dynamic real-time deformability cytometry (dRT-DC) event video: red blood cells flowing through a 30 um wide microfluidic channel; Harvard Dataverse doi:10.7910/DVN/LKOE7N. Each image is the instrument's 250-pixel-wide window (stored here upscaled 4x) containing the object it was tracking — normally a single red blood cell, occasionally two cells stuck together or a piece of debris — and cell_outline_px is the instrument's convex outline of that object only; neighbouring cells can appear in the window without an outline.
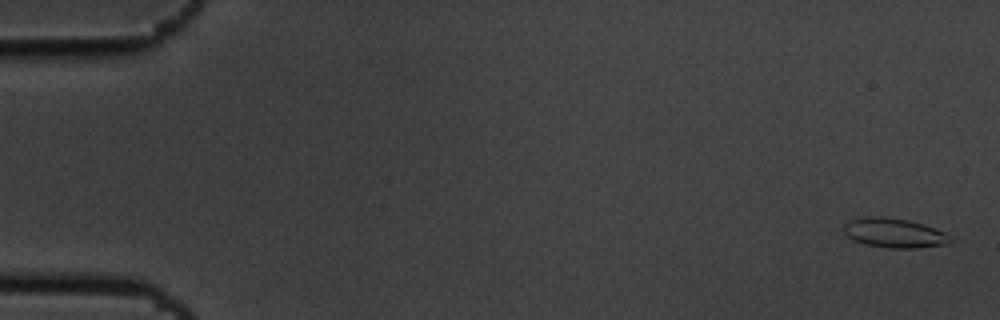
{"species": "common noctule bat (a hibernating species)", "species_latin": "Nyctalus noctula", "temperature_condition": "cold", "stored_images_in_passage": 6, "camera_frame_rate_fps": 3000, "um_per_image_px": 0.085, "animal": {"sex": "male", "body_mass_g": 19.5, "forearm_length_mm": 54.6}, "frame": {"image": 1, "passage_image": 1, "time_ms": 0.0, "image_size_px": [1000, 320], "cell_outline_px": [[952, 240], [948, 244], [916, 248], [888, 248], [864, 244], [852, 240], [840, 228], [844, 224], [852, 220], [864, 216], [884, 216], [908, 220], [924, 224], [944, 232], [952, 236]], "centroid_in_image_um": [75.99, 19.8], "position_along_channel_um": 9.0, "area_um2": 18.55}}
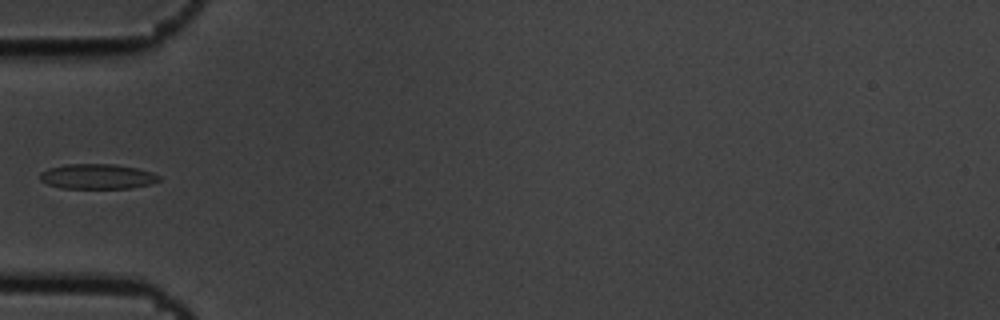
{"frame": {"image": 2, "passage_image": 5, "time_ms": 1.333, "image_size_px": [1000, 320], "cell_outline_px": [[160, 180], [148, 184], [132, 188], [60, 188], [48, 184], [40, 180], [40, 172], [48, 168], [64, 164], [116, 164], [136, 168], [152, 172], [160, 176]], "centroid_in_image_um": [8.25, 14.99], "position_along_channel_um": 76.8, "area_um2": 17.4}}
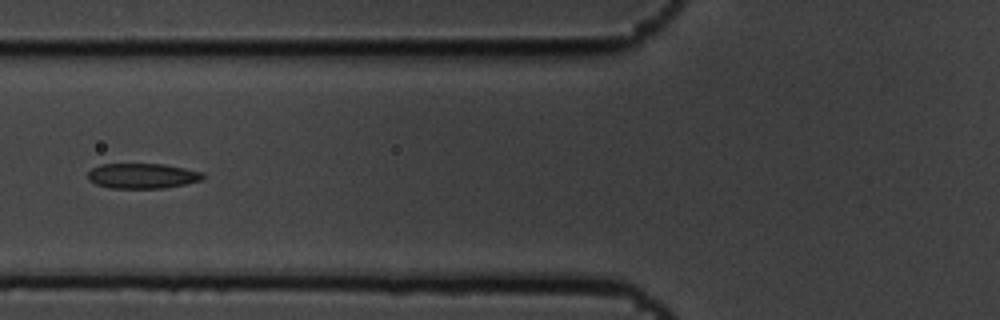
{"frame": {"image": 3, "passage_image": 6, "time_ms": 1.667, "image_size_px": [1000, 320], "cell_outline_px": [[204, 176], [200, 180], [184, 184], [164, 188], [108, 188], [96, 184], [88, 180], [88, 172], [92, 168], [100, 164], [164, 164], [204, 172]], "centroid_in_image_um": [12.07, 14.95], "position_along_channel_um": 113.7, "area_um2": 16.88}}